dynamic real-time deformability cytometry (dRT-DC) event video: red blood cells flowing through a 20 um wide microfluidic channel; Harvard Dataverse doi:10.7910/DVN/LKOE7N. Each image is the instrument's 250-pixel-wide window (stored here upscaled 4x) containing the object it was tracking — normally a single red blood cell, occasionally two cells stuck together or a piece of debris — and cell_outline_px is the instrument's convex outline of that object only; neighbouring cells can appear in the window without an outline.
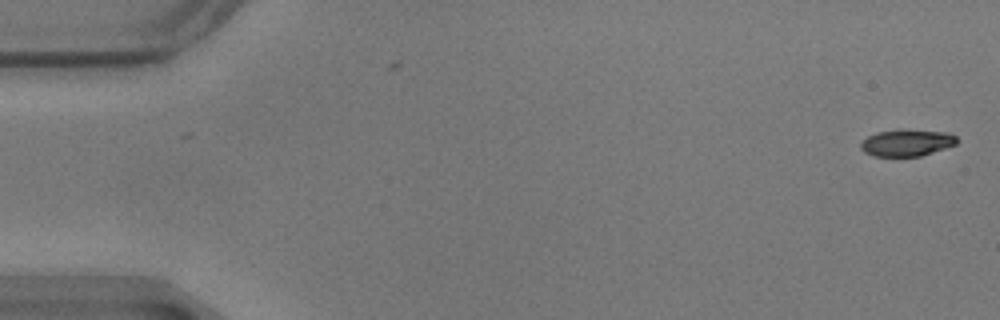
{"species": "common noctule bat (a hibernating species)", "species_latin": "Nyctalus noctula", "temperature_condition": "warm", "stored_images_in_passage": 57, "camera_frame_rate_fps": 3000, "um_per_image_px": 0.085, "animal": {"sex": "male", "body_mass_g": 17.9}, "frame": {"image": 1, "passage_image": 1, "time_ms": 0.0, "image_size_px": [1000, 320], "cell_outline_px": [[956, 144], [920, 156], [872, 156], [864, 152], [860, 148], [860, 144], [868, 136], [876, 132], [948, 132], [956, 136]], "centroid_in_image_um": [77.04, 12.18], "position_along_channel_um": 8.0, "area_um2": 14.1}}
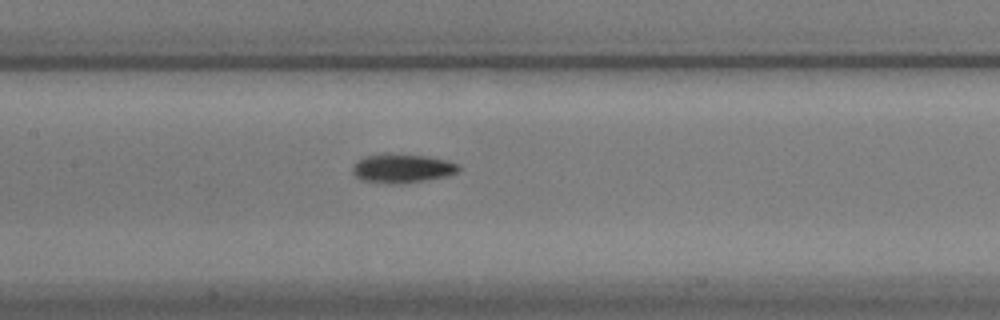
{"frame": {"image": 2, "passage_image": 27, "time_ms": 8.667, "image_size_px": [1000, 320], "cell_outline_px": [[460, 168], [456, 172], [444, 176], [424, 180], [396, 184], [392, 184], [360, 180], [352, 172], [352, 164], [356, 160], [364, 156], [388, 152], [428, 156], [460, 164]], "centroid_in_image_um": [34.11, 14.28], "position_along_channel_um": 173.3, "area_um2": 18.09}}
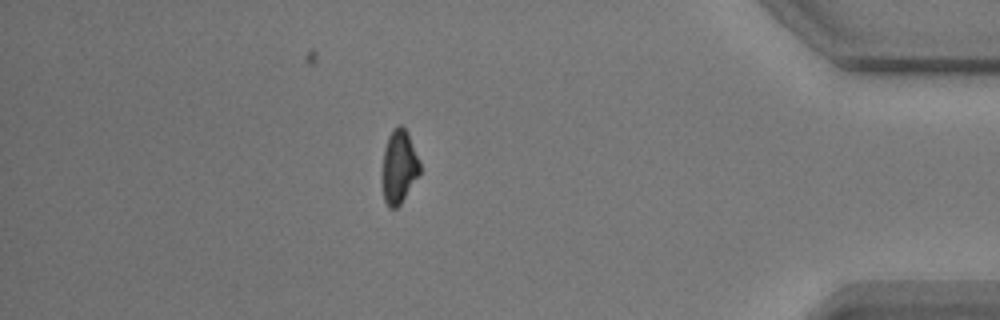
{"frame": {"image": 3, "passage_image": 50, "time_ms": 16.333, "image_size_px": [1000, 320], "cell_outline_px": [[420, 172], [400, 204], [396, 208], [388, 208], [384, 200], [380, 180], [380, 176], [384, 148], [388, 136], [392, 128], [396, 124], [400, 124], [408, 132], [420, 160]], "centroid_in_image_um": [33.87, 14.15], "position_along_channel_um": 401.3, "area_um2": 16.65}, "authors_computed_cell_mechanics": {"area_um2": 16.473, "velocity_mm_per_s": 3.5113, "shape_relaxation_time_tau1_ms": 3.6993, "shape_relaxation_time_tau2_ms": 10.0584, "deformation_change_tau1": 0.1527, "deformation_change_tau2": 0.1738}}